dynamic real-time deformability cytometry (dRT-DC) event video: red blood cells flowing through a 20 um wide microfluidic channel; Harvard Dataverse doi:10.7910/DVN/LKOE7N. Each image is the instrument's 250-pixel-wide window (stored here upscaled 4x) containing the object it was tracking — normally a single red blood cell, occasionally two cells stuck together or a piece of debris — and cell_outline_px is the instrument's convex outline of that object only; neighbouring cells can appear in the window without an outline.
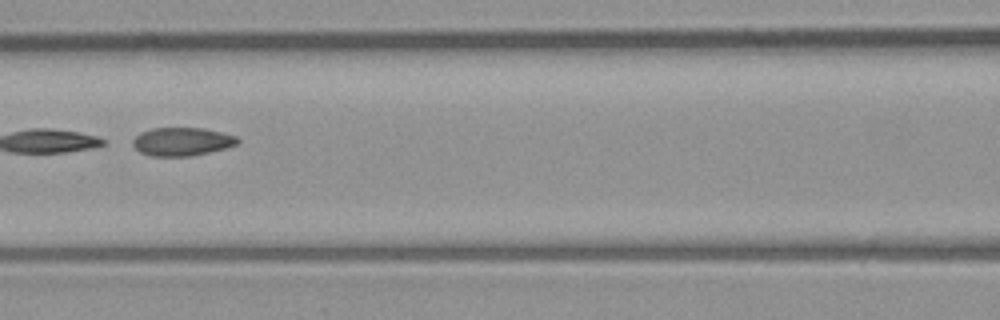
{"species": "common noctule bat (a hibernating species)", "species_latin": "Nyctalus noctula", "temperature_condition": "room temperature", "stored_images_in_passage": 5, "camera_frame_rate_fps": 3000, "um_per_image_px": 0.085, "animal": {"sex": "male", "body_mass_g": 23.1, "forearm_length_mm": 52.7}, "frame": {"image": 1, "passage_image": 3, "time_ms": 3.333, "image_size_px": [1000, 320], "cell_outline_px": [[240, 140], [236, 144], [224, 148], [208, 152], [188, 156], [152, 156], [140, 152], [132, 144], [132, 140], [140, 132], [152, 128], [204, 128], [236, 136]], "centroid_in_image_um": [15.44, 12.03], "position_along_channel_um": 151.2, "area_um2": 17.11}}